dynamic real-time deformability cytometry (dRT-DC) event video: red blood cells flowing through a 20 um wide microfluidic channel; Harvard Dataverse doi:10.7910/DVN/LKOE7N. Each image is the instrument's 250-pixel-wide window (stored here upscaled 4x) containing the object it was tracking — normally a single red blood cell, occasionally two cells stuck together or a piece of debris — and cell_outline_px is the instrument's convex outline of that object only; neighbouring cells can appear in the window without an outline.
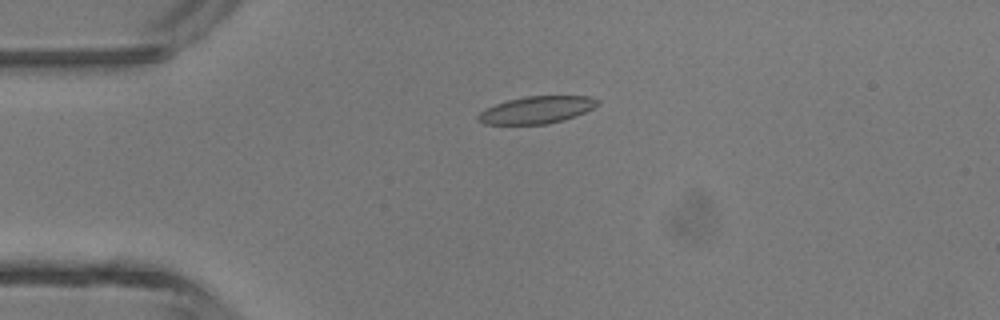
{"species": "common noctule bat (a hibernating species)", "species_latin": "Nyctalus noctula", "temperature_condition": "room temperature", "stored_images_in_passage": 4, "camera_frame_rate_fps": 3000, "um_per_image_px": 0.085, "animal": {"sex": "male", "body_mass_g": 13.3}, "frame": {"image": 1, "passage_image": 2, "time_ms": 0.333, "image_size_px": [1000, 320], "cell_outline_px": [[600, 104], [576, 116], [564, 120], [548, 124], [484, 124], [476, 120], [476, 116], [480, 112], [496, 104], [508, 100], [524, 96], [588, 96], [600, 100]], "centroid_in_image_um": [45.62, 9.34], "position_along_channel_um": 39.4, "area_um2": 18.96}}
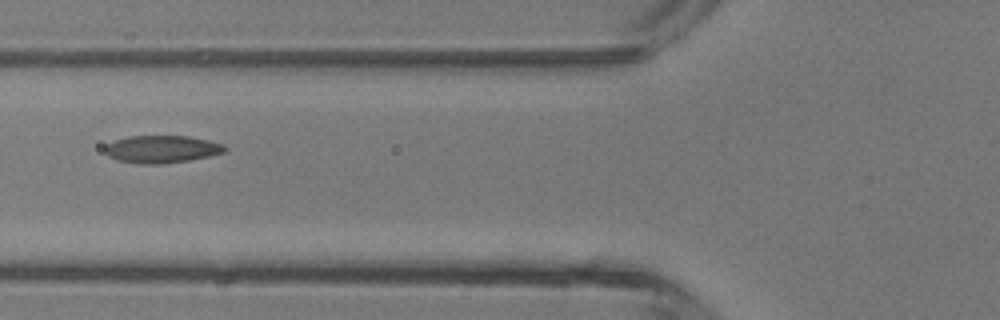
{"frame": {"image": 2, "passage_image": 4, "time_ms": 1.0, "image_size_px": [1000, 320], "cell_outline_px": [[228, 148], [224, 152], [208, 156], [188, 160], [160, 164], [140, 164], [116, 160], [108, 156], [104, 152], [104, 148], [108, 144], [116, 140], [128, 136], [188, 136], [208, 140], [224, 144]], "centroid_in_image_um": [13.74, 12.68], "position_along_channel_um": 112.1, "area_um2": 19.19}}